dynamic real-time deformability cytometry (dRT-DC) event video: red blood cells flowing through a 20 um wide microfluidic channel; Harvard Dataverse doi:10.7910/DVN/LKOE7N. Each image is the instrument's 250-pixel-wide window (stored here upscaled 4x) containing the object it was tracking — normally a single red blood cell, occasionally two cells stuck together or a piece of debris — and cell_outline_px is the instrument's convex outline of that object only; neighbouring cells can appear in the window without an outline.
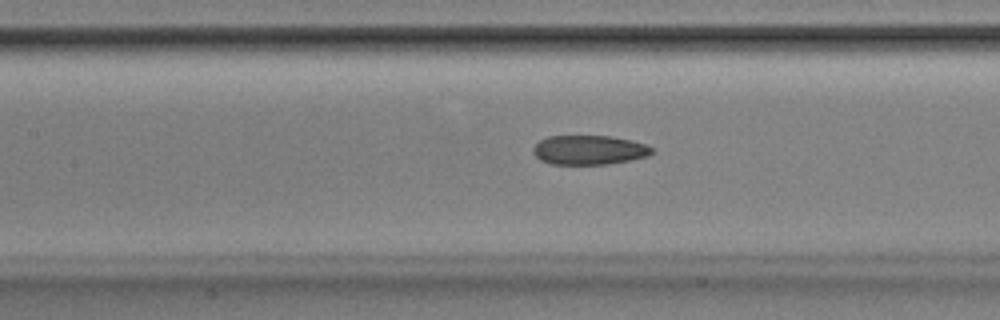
{"species": "Egyptian fruit bat (a non-hibernating species)", "species_latin": "Rousettus aegyptiacus", "temperature_condition": "room temperature", "stored_images_in_passage": 48, "camera_frame_rate_fps": 3000, "um_per_image_px": 0.085, "animal": {"sex": "male"}, "frame": {"image": 1, "passage_image": 24, "time_ms": 7.667, "image_size_px": [1000, 320], "cell_outline_px": [[652, 152], [648, 156], [608, 164], [552, 164], [540, 160], [532, 152], [532, 148], [540, 140], [548, 136], [608, 136], [628, 140], [644, 144], [652, 148]], "centroid_in_image_um": [50.02, 12.75], "position_along_channel_um": 157.4, "area_um2": 20.06}}
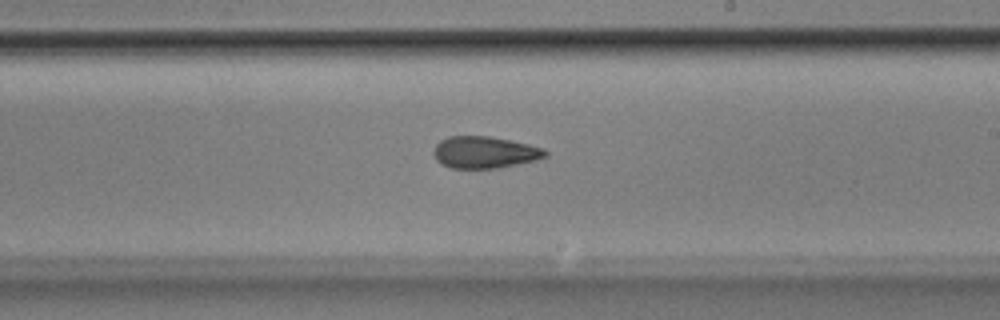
{"frame": {"image": 2, "passage_image": 31, "time_ms": 10.0, "image_size_px": [1000, 320], "cell_outline_px": [[548, 156], [536, 160], [496, 168], [452, 168], [436, 160], [432, 152], [436, 144], [440, 140], [448, 136], [488, 136], [528, 144], [544, 148], [548, 152]], "centroid_in_image_um": [41.19, 12.94], "position_along_channel_um": 247.8, "area_um2": 20.63}}
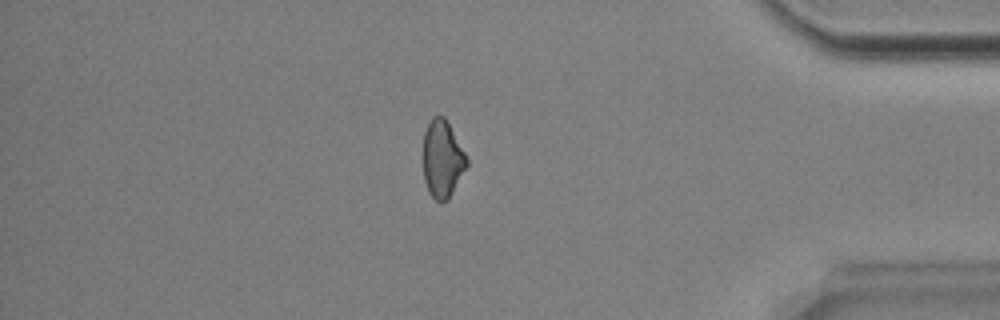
{"frame": {"image": 3, "passage_image": 45, "time_ms": 14.667, "image_size_px": [1000, 320], "cell_outline_px": [[468, 164], [448, 200], [440, 204], [428, 192], [424, 180], [424, 132], [428, 120], [432, 116], [444, 116], [464, 152], [468, 160]], "centroid_in_image_um": [37.58, 13.53], "position_along_channel_um": 397.6, "area_um2": 19.54}}